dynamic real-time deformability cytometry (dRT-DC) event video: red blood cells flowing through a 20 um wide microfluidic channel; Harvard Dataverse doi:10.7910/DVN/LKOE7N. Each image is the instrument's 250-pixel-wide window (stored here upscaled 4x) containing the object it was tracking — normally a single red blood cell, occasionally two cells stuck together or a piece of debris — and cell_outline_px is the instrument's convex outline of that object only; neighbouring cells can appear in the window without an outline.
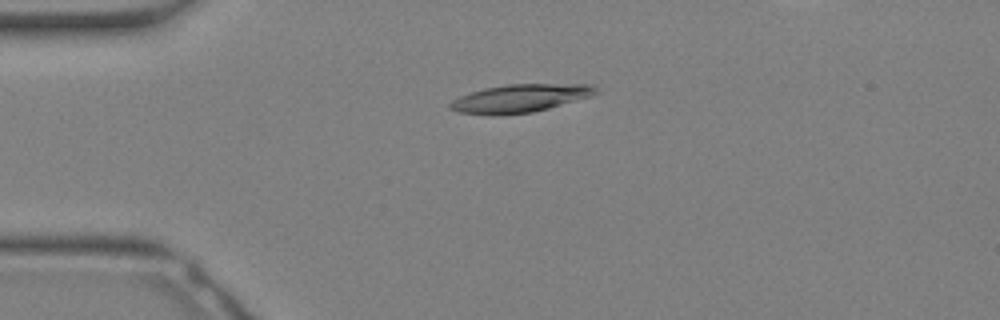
{"species": "Egyptian fruit bat (a non-hibernating species)", "species_latin": "Rousettus aegyptiacus", "temperature_condition": "warm", "stored_images_in_passage": 7, "camera_frame_rate_fps": 3000, "um_per_image_px": 0.085, "animal": {"sex": "female"}, "frame": {"image": 1, "passage_image": 1, "time_ms": 0.0, "image_size_px": [1000, 320], "cell_outline_px": [[600, 92], [592, 96], [548, 108], [532, 112], [500, 116], [492, 116], [460, 112], [448, 108], [448, 104], [452, 100], [460, 96], [484, 88], [508, 84], [596, 84]], "centroid_in_image_um": [44.23, 8.36], "position_along_channel_um": 40.8, "area_um2": 24.1}}
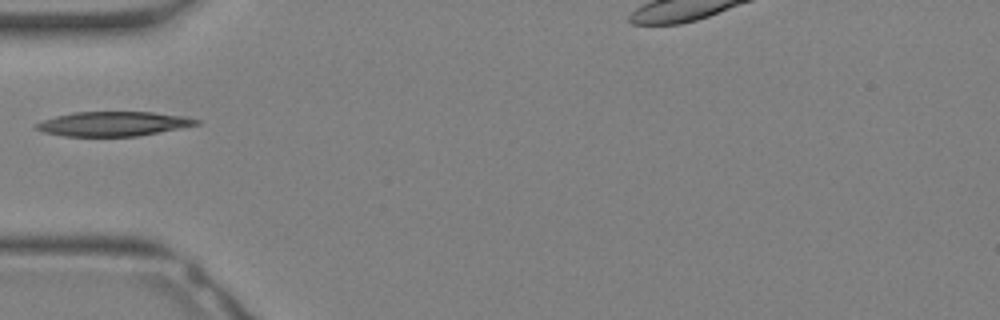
{"frame": {"image": 2, "passage_image": 4, "time_ms": 1.0, "image_size_px": [1000, 320], "cell_outline_px": [[200, 124], [180, 128], [136, 136], [64, 136], [44, 132], [36, 128], [36, 124], [44, 120], [56, 116], [76, 112], [152, 112], [184, 116], [200, 120]], "centroid_in_image_um": [9.66, 10.52], "position_along_channel_um": 75.3, "area_um2": 22.54}}
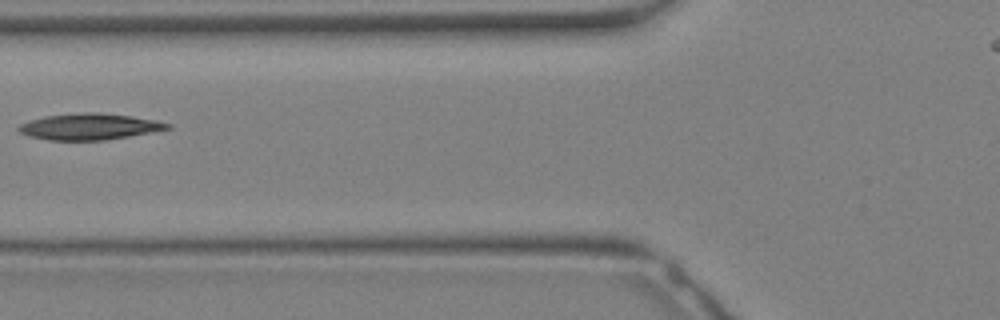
{"frame": {"image": 3, "passage_image": 6, "time_ms": 1.667, "image_size_px": [1000, 320], "cell_outline_px": [[172, 128], [152, 132], [104, 140], [48, 140], [28, 136], [20, 132], [16, 128], [20, 124], [28, 120], [44, 116], [84, 112], [100, 112], [132, 116], [156, 120], [172, 124]], "centroid_in_image_um": [7.59, 10.75], "position_along_channel_um": 118.2, "area_um2": 22.89}}